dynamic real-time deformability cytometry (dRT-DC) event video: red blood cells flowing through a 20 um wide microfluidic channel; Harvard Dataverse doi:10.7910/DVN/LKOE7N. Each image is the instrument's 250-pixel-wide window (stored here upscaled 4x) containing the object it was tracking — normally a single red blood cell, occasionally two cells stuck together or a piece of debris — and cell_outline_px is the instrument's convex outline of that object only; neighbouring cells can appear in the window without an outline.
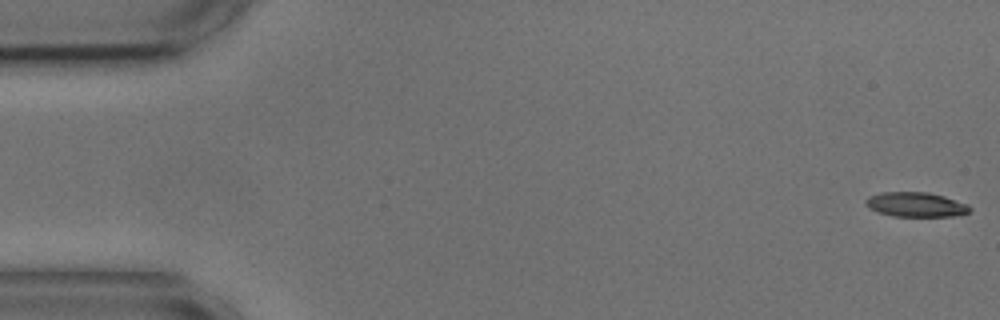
{"species": "common noctule bat (a hibernating species)", "species_latin": "Nyctalus noctula", "temperature_condition": "cold", "stored_images_in_passage": 55, "camera_frame_rate_fps": 3000, "um_per_image_px": 0.085, "animal": {"sex": "male", "body_mass_g": 17.9, "forearm_length_mm": 54.2}, "frame": {"image": 1, "passage_image": 1, "time_ms": 0.0, "image_size_px": [1000, 320], "cell_outline_px": [[972, 208], [968, 212], [952, 216], [892, 216], [876, 212], [868, 208], [864, 204], [864, 200], [868, 196], [880, 192], [928, 192], [944, 196], [968, 204]], "centroid_in_image_um": [77.78, 17.38], "position_along_channel_um": 7.2, "area_um2": 15.09}}
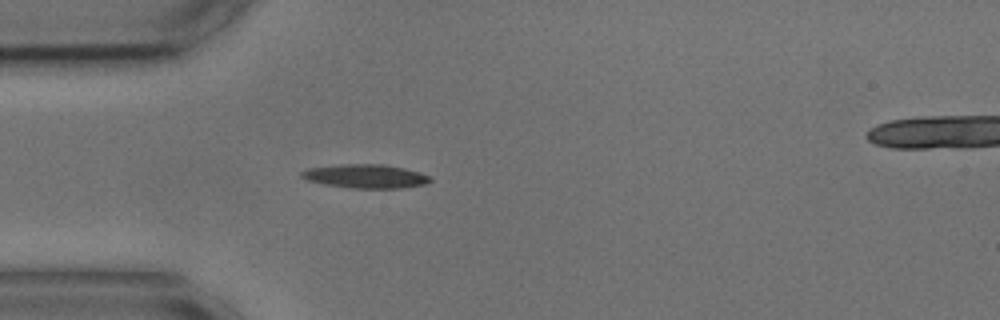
{"frame": {"image": 2, "passage_image": 15, "time_ms": 4.667, "image_size_px": [1000, 320], "cell_outline_px": [[432, 180], [428, 184], [400, 188], [352, 188], [324, 184], [308, 180], [300, 176], [300, 172], [308, 168], [340, 164], [384, 164], [404, 168], [420, 172], [432, 176]], "centroid_in_image_um": [31.12, 14.97], "position_along_channel_um": 53.9, "area_um2": 17.98}}
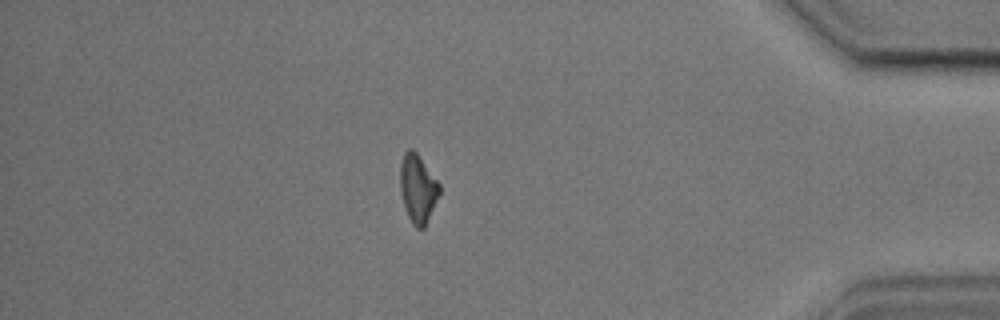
{"frame": {"image": 3, "passage_image": 47, "time_ms": 15.333, "image_size_px": [1000, 320], "cell_outline_px": [[440, 192], [424, 228], [416, 228], [412, 224], [404, 208], [400, 192], [400, 164], [404, 152], [408, 148], [412, 148], [416, 152], [440, 184]], "centroid_in_image_um": [35.49, 16.02], "position_along_channel_um": 399.7, "area_um2": 15.61}, "authors_computed_cell_mechanics": {"area_um2": 16.0684, "velocity_mm_per_s": 3.6594, "shape_relaxation_time_tau1_ms": 3.3491, "shape_relaxation_time_tau2_ms": null, "deformation_change_tau1": 0.1052, "deformation_change_tau2": null}}